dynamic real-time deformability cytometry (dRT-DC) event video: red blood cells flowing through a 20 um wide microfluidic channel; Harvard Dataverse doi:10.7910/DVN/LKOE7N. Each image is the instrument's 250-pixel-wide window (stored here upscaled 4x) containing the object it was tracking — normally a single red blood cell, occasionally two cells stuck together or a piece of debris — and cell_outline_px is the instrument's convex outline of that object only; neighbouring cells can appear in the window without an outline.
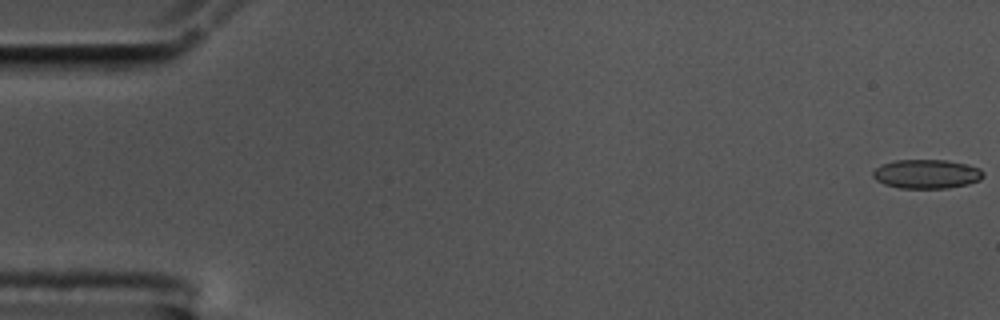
{"species": "common noctule bat (a hibernating species)", "species_latin": "Nyctalus noctula", "temperature_condition": "cold", "stored_images_in_passage": 57, "camera_frame_rate_fps": 3000, "um_per_image_px": 0.085, "animal": {"sex": "male", "body_mass_g": 17.5, "forearm_length_mm": 52.3}, "frame": {"image": 1, "passage_image": 1, "time_ms": 0.0, "image_size_px": [1000, 320], "cell_outline_px": [[984, 176], [980, 180], [968, 184], [948, 188], [900, 188], [884, 184], [876, 180], [872, 176], [872, 172], [876, 168], [884, 164], [896, 160], [944, 160], [968, 164], [980, 168], [984, 172]], "centroid_in_image_um": [78.79, 14.79], "position_along_channel_um": 6.2, "area_um2": 18.73}}
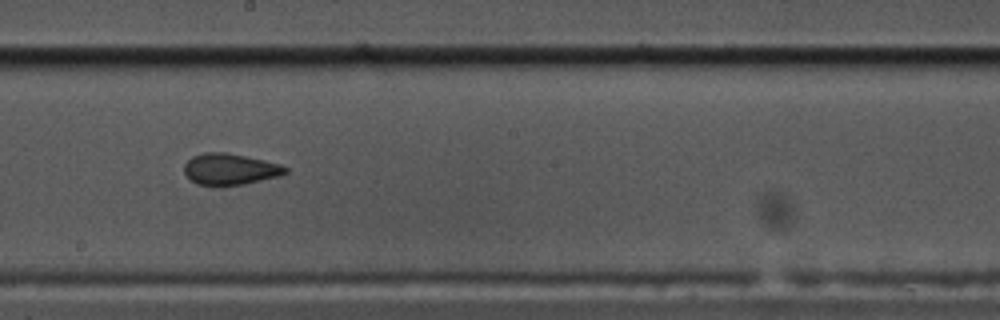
{"frame": {"image": 2, "passage_image": 32, "time_ms": 10.333, "image_size_px": [1000, 320], "cell_outline_px": [[288, 172], [280, 176], [244, 184], [220, 188], [216, 188], [196, 184], [184, 172], [184, 164], [192, 156], [204, 152], [224, 152], [264, 160], [280, 164], [288, 168]], "centroid_in_image_um": [19.53, 14.41], "position_along_channel_um": 228.7, "area_um2": 18.9}}
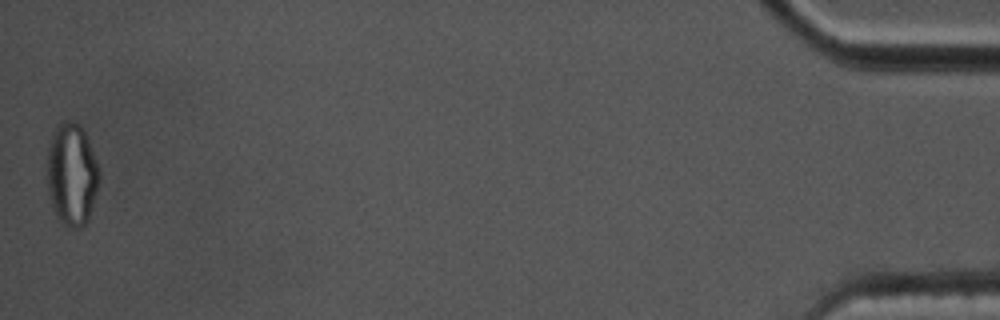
{"frame": {"image": 3, "passage_image": 57, "time_ms": 18.667, "image_size_px": [1000, 320], "cell_outline_px": [[100, 176], [88, 220], [80, 228], [72, 228], [64, 224], [56, 216], [48, 192], [48, 148], [56, 124], [64, 120], [68, 120], [80, 124], [84, 132], [100, 172]], "centroid_in_image_um": [6.09, 14.81], "position_along_channel_um": 429.1, "area_um2": 30.63}, "authors_computed_cell_mechanics": {"area_um2": 18.785, "velocity_mm_per_s": 3.5486, "shape_relaxation_time_tau1_ms": null, "shape_relaxation_time_tau2_ms": 1.6442, "deformation_change_tau1": null, "deformation_change_tau2": 0.0774}}